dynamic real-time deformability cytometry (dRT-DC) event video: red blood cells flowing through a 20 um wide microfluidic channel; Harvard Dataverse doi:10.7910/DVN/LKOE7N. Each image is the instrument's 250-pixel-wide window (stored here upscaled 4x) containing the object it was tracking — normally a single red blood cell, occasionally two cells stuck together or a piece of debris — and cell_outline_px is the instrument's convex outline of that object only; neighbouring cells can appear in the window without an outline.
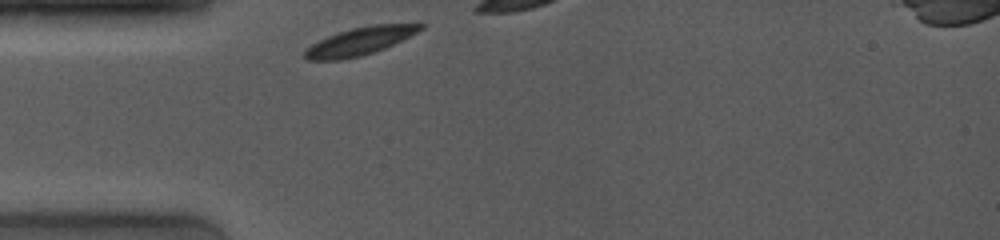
{"species": "common noctule bat (a hibernating species)", "species_latin": "Nyctalus noctula", "temperature_condition": "room temperature", "stored_images_in_passage": 10, "camera_frame_rate_fps": 4000, "um_per_image_px": 0.085, "animal": {"sex": "female", "body_mass_g": 19.0, "forearm_length_mm": 53.3}, "frame": {"image": 1, "passage_image": 1, "time_ms": 0.0, "image_size_px": [1000, 240], "cell_outline_px": [[424, 28], [384, 48], [360, 56], [340, 60], [308, 60], [304, 56], [304, 52], [312, 44], [328, 36], [352, 28], [376, 24], [424, 24]], "centroid_in_image_um": [30.55, 3.51], "position_along_channel_um": 54.4, "area_um2": 18.15}}